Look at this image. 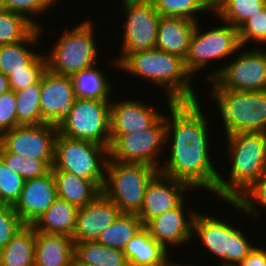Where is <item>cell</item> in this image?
Listing matches in <instances>:
<instances>
[{
  "label": "cell",
  "mask_w": 266,
  "mask_h": 266,
  "mask_svg": "<svg viewBox=\"0 0 266 266\" xmlns=\"http://www.w3.org/2000/svg\"><path fill=\"white\" fill-rule=\"evenodd\" d=\"M74 260L83 266H128L122 250L106 247L96 241L74 243Z\"/></svg>",
  "instance_id": "obj_29"
},
{
  "label": "cell",
  "mask_w": 266,
  "mask_h": 266,
  "mask_svg": "<svg viewBox=\"0 0 266 266\" xmlns=\"http://www.w3.org/2000/svg\"><path fill=\"white\" fill-rule=\"evenodd\" d=\"M70 266H83V265H81L77 261L73 260Z\"/></svg>",
  "instance_id": "obj_47"
},
{
  "label": "cell",
  "mask_w": 266,
  "mask_h": 266,
  "mask_svg": "<svg viewBox=\"0 0 266 266\" xmlns=\"http://www.w3.org/2000/svg\"><path fill=\"white\" fill-rule=\"evenodd\" d=\"M163 114L138 99L111 100L110 134H132L151 127Z\"/></svg>",
  "instance_id": "obj_20"
},
{
  "label": "cell",
  "mask_w": 266,
  "mask_h": 266,
  "mask_svg": "<svg viewBox=\"0 0 266 266\" xmlns=\"http://www.w3.org/2000/svg\"><path fill=\"white\" fill-rule=\"evenodd\" d=\"M196 24L197 22L181 17L161 16L155 48L185 60Z\"/></svg>",
  "instance_id": "obj_21"
},
{
  "label": "cell",
  "mask_w": 266,
  "mask_h": 266,
  "mask_svg": "<svg viewBox=\"0 0 266 266\" xmlns=\"http://www.w3.org/2000/svg\"><path fill=\"white\" fill-rule=\"evenodd\" d=\"M20 126L16 112V97L13 90L0 95V136Z\"/></svg>",
  "instance_id": "obj_42"
},
{
  "label": "cell",
  "mask_w": 266,
  "mask_h": 266,
  "mask_svg": "<svg viewBox=\"0 0 266 266\" xmlns=\"http://www.w3.org/2000/svg\"><path fill=\"white\" fill-rule=\"evenodd\" d=\"M240 266H266V249L255 246L248 256L239 264Z\"/></svg>",
  "instance_id": "obj_43"
},
{
  "label": "cell",
  "mask_w": 266,
  "mask_h": 266,
  "mask_svg": "<svg viewBox=\"0 0 266 266\" xmlns=\"http://www.w3.org/2000/svg\"><path fill=\"white\" fill-rule=\"evenodd\" d=\"M46 69L47 60L45 54H40L26 67V71L12 72L8 77L10 90L16 92L37 83Z\"/></svg>",
  "instance_id": "obj_40"
},
{
  "label": "cell",
  "mask_w": 266,
  "mask_h": 266,
  "mask_svg": "<svg viewBox=\"0 0 266 266\" xmlns=\"http://www.w3.org/2000/svg\"><path fill=\"white\" fill-rule=\"evenodd\" d=\"M123 252L132 266H171L172 263L170 252L145 227L126 244Z\"/></svg>",
  "instance_id": "obj_23"
},
{
  "label": "cell",
  "mask_w": 266,
  "mask_h": 266,
  "mask_svg": "<svg viewBox=\"0 0 266 266\" xmlns=\"http://www.w3.org/2000/svg\"><path fill=\"white\" fill-rule=\"evenodd\" d=\"M10 90L8 77L0 72V95Z\"/></svg>",
  "instance_id": "obj_44"
},
{
  "label": "cell",
  "mask_w": 266,
  "mask_h": 266,
  "mask_svg": "<svg viewBox=\"0 0 266 266\" xmlns=\"http://www.w3.org/2000/svg\"><path fill=\"white\" fill-rule=\"evenodd\" d=\"M25 179L11 170L0 157V203L14 206L18 201Z\"/></svg>",
  "instance_id": "obj_37"
},
{
  "label": "cell",
  "mask_w": 266,
  "mask_h": 266,
  "mask_svg": "<svg viewBox=\"0 0 266 266\" xmlns=\"http://www.w3.org/2000/svg\"><path fill=\"white\" fill-rule=\"evenodd\" d=\"M36 27L21 14L10 10L0 12V45L23 41Z\"/></svg>",
  "instance_id": "obj_35"
},
{
  "label": "cell",
  "mask_w": 266,
  "mask_h": 266,
  "mask_svg": "<svg viewBox=\"0 0 266 266\" xmlns=\"http://www.w3.org/2000/svg\"><path fill=\"white\" fill-rule=\"evenodd\" d=\"M226 203L236 211L239 210L244 215L248 214L247 217L260 216V209L266 207V172L235 201H226Z\"/></svg>",
  "instance_id": "obj_36"
},
{
  "label": "cell",
  "mask_w": 266,
  "mask_h": 266,
  "mask_svg": "<svg viewBox=\"0 0 266 266\" xmlns=\"http://www.w3.org/2000/svg\"><path fill=\"white\" fill-rule=\"evenodd\" d=\"M7 10L21 14L29 22H31L36 28L45 29L38 22L39 15L51 10V6L56 5L57 0H4ZM39 14V15H38Z\"/></svg>",
  "instance_id": "obj_39"
},
{
  "label": "cell",
  "mask_w": 266,
  "mask_h": 266,
  "mask_svg": "<svg viewBox=\"0 0 266 266\" xmlns=\"http://www.w3.org/2000/svg\"><path fill=\"white\" fill-rule=\"evenodd\" d=\"M0 157L11 170L22 176L25 180L48 174L53 165V159L25 158L24 156L8 152L1 144Z\"/></svg>",
  "instance_id": "obj_34"
},
{
  "label": "cell",
  "mask_w": 266,
  "mask_h": 266,
  "mask_svg": "<svg viewBox=\"0 0 266 266\" xmlns=\"http://www.w3.org/2000/svg\"><path fill=\"white\" fill-rule=\"evenodd\" d=\"M199 101L197 98L167 106L165 143L170 145V153L159 172L185 182L193 190L205 189L214 194L220 172L210 155V122Z\"/></svg>",
  "instance_id": "obj_1"
},
{
  "label": "cell",
  "mask_w": 266,
  "mask_h": 266,
  "mask_svg": "<svg viewBox=\"0 0 266 266\" xmlns=\"http://www.w3.org/2000/svg\"><path fill=\"white\" fill-rule=\"evenodd\" d=\"M131 76L146 79L155 86L164 88L166 103L195 101L198 92L193 87V78L186 70L184 60L156 48L129 53L117 70ZM192 83V84H191ZM197 93V94H196Z\"/></svg>",
  "instance_id": "obj_2"
},
{
  "label": "cell",
  "mask_w": 266,
  "mask_h": 266,
  "mask_svg": "<svg viewBox=\"0 0 266 266\" xmlns=\"http://www.w3.org/2000/svg\"><path fill=\"white\" fill-rule=\"evenodd\" d=\"M163 17H181L198 22V15L213 11L207 0H151Z\"/></svg>",
  "instance_id": "obj_33"
},
{
  "label": "cell",
  "mask_w": 266,
  "mask_h": 266,
  "mask_svg": "<svg viewBox=\"0 0 266 266\" xmlns=\"http://www.w3.org/2000/svg\"><path fill=\"white\" fill-rule=\"evenodd\" d=\"M57 199L52 170L41 177L27 179L13 206L24 225H33Z\"/></svg>",
  "instance_id": "obj_18"
},
{
  "label": "cell",
  "mask_w": 266,
  "mask_h": 266,
  "mask_svg": "<svg viewBox=\"0 0 266 266\" xmlns=\"http://www.w3.org/2000/svg\"><path fill=\"white\" fill-rule=\"evenodd\" d=\"M107 160L106 146L86 140L70 139L57 133L51 170L69 172L93 181L102 190Z\"/></svg>",
  "instance_id": "obj_8"
},
{
  "label": "cell",
  "mask_w": 266,
  "mask_h": 266,
  "mask_svg": "<svg viewBox=\"0 0 266 266\" xmlns=\"http://www.w3.org/2000/svg\"><path fill=\"white\" fill-rule=\"evenodd\" d=\"M120 214L119 207L101 191L93 201L78 208L74 243L96 241Z\"/></svg>",
  "instance_id": "obj_19"
},
{
  "label": "cell",
  "mask_w": 266,
  "mask_h": 266,
  "mask_svg": "<svg viewBox=\"0 0 266 266\" xmlns=\"http://www.w3.org/2000/svg\"><path fill=\"white\" fill-rule=\"evenodd\" d=\"M41 79L22 90L15 92L16 112L20 125H39L42 120L40 107Z\"/></svg>",
  "instance_id": "obj_32"
},
{
  "label": "cell",
  "mask_w": 266,
  "mask_h": 266,
  "mask_svg": "<svg viewBox=\"0 0 266 266\" xmlns=\"http://www.w3.org/2000/svg\"><path fill=\"white\" fill-rule=\"evenodd\" d=\"M97 64L85 68L71 76L76 98L90 100H112V81ZM111 82V83H110Z\"/></svg>",
  "instance_id": "obj_27"
},
{
  "label": "cell",
  "mask_w": 266,
  "mask_h": 266,
  "mask_svg": "<svg viewBox=\"0 0 266 266\" xmlns=\"http://www.w3.org/2000/svg\"><path fill=\"white\" fill-rule=\"evenodd\" d=\"M122 12L126 21L120 56L111 61L114 67L132 52L150 50L156 46V37L160 21V13L155 9L151 0H122Z\"/></svg>",
  "instance_id": "obj_13"
},
{
  "label": "cell",
  "mask_w": 266,
  "mask_h": 266,
  "mask_svg": "<svg viewBox=\"0 0 266 266\" xmlns=\"http://www.w3.org/2000/svg\"><path fill=\"white\" fill-rule=\"evenodd\" d=\"M52 173L57 198L67 201L77 208L84 207L93 201L102 191L93 181L85 180L75 174L59 170H52Z\"/></svg>",
  "instance_id": "obj_25"
},
{
  "label": "cell",
  "mask_w": 266,
  "mask_h": 266,
  "mask_svg": "<svg viewBox=\"0 0 266 266\" xmlns=\"http://www.w3.org/2000/svg\"><path fill=\"white\" fill-rule=\"evenodd\" d=\"M225 139L230 179L219 174L214 193L224 202L235 201L266 172V132L234 133Z\"/></svg>",
  "instance_id": "obj_3"
},
{
  "label": "cell",
  "mask_w": 266,
  "mask_h": 266,
  "mask_svg": "<svg viewBox=\"0 0 266 266\" xmlns=\"http://www.w3.org/2000/svg\"><path fill=\"white\" fill-rule=\"evenodd\" d=\"M24 226L13 206L0 203V250H2L13 236Z\"/></svg>",
  "instance_id": "obj_41"
},
{
  "label": "cell",
  "mask_w": 266,
  "mask_h": 266,
  "mask_svg": "<svg viewBox=\"0 0 266 266\" xmlns=\"http://www.w3.org/2000/svg\"><path fill=\"white\" fill-rule=\"evenodd\" d=\"M93 21L86 19L58 37L52 51L45 53L47 68L56 74L72 76L97 64L98 46Z\"/></svg>",
  "instance_id": "obj_5"
},
{
  "label": "cell",
  "mask_w": 266,
  "mask_h": 266,
  "mask_svg": "<svg viewBox=\"0 0 266 266\" xmlns=\"http://www.w3.org/2000/svg\"><path fill=\"white\" fill-rule=\"evenodd\" d=\"M75 100L71 77L56 74L47 68L41 77L42 120L58 127L71 113Z\"/></svg>",
  "instance_id": "obj_15"
},
{
  "label": "cell",
  "mask_w": 266,
  "mask_h": 266,
  "mask_svg": "<svg viewBox=\"0 0 266 266\" xmlns=\"http://www.w3.org/2000/svg\"><path fill=\"white\" fill-rule=\"evenodd\" d=\"M35 229L24 225L0 250V266H34Z\"/></svg>",
  "instance_id": "obj_28"
},
{
  "label": "cell",
  "mask_w": 266,
  "mask_h": 266,
  "mask_svg": "<svg viewBox=\"0 0 266 266\" xmlns=\"http://www.w3.org/2000/svg\"><path fill=\"white\" fill-rule=\"evenodd\" d=\"M238 34L240 45L244 48L249 42L257 43V47L261 44L266 46V7L248 18L238 28Z\"/></svg>",
  "instance_id": "obj_38"
},
{
  "label": "cell",
  "mask_w": 266,
  "mask_h": 266,
  "mask_svg": "<svg viewBox=\"0 0 266 266\" xmlns=\"http://www.w3.org/2000/svg\"><path fill=\"white\" fill-rule=\"evenodd\" d=\"M111 100L76 98L71 113L58 126V133L70 139L86 140L109 148Z\"/></svg>",
  "instance_id": "obj_12"
},
{
  "label": "cell",
  "mask_w": 266,
  "mask_h": 266,
  "mask_svg": "<svg viewBox=\"0 0 266 266\" xmlns=\"http://www.w3.org/2000/svg\"><path fill=\"white\" fill-rule=\"evenodd\" d=\"M58 127L49 123L20 125L0 136V144L11 153L36 159H54Z\"/></svg>",
  "instance_id": "obj_14"
},
{
  "label": "cell",
  "mask_w": 266,
  "mask_h": 266,
  "mask_svg": "<svg viewBox=\"0 0 266 266\" xmlns=\"http://www.w3.org/2000/svg\"><path fill=\"white\" fill-rule=\"evenodd\" d=\"M199 23L196 24L189 51L184 60L186 70L193 78L200 72L199 70L204 71L213 60L218 62V60L232 58V55L236 54L241 47L238 29L231 24L221 21L222 25L202 32Z\"/></svg>",
  "instance_id": "obj_11"
},
{
  "label": "cell",
  "mask_w": 266,
  "mask_h": 266,
  "mask_svg": "<svg viewBox=\"0 0 266 266\" xmlns=\"http://www.w3.org/2000/svg\"><path fill=\"white\" fill-rule=\"evenodd\" d=\"M208 95L216 107L218 106L224 135L266 132V90L235 91L212 88Z\"/></svg>",
  "instance_id": "obj_4"
},
{
  "label": "cell",
  "mask_w": 266,
  "mask_h": 266,
  "mask_svg": "<svg viewBox=\"0 0 266 266\" xmlns=\"http://www.w3.org/2000/svg\"><path fill=\"white\" fill-rule=\"evenodd\" d=\"M235 225L212 214L196 213L192 236L200 238L209 253L218 257L222 266L240 264L255 247Z\"/></svg>",
  "instance_id": "obj_7"
},
{
  "label": "cell",
  "mask_w": 266,
  "mask_h": 266,
  "mask_svg": "<svg viewBox=\"0 0 266 266\" xmlns=\"http://www.w3.org/2000/svg\"><path fill=\"white\" fill-rule=\"evenodd\" d=\"M166 115L151 127L132 134H110L108 159L127 163H144L161 167L160 154L166 146ZM164 147V148H163Z\"/></svg>",
  "instance_id": "obj_10"
},
{
  "label": "cell",
  "mask_w": 266,
  "mask_h": 266,
  "mask_svg": "<svg viewBox=\"0 0 266 266\" xmlns=\"http://www.w3.org/2000/svg\"><path fill=\"white\" fill-rule=\"evenodd\" d=\"M158 172L144 163L108 159L102 192L119 207L121 213L138 214L147 185Z\"/></svg>",
  "instance_id": "obj_6"
},
{
  "label": "cell",
  "mask_w": 266,
  "mask_h": 266,
  "mask_svg": "<svg viewBox=\"0 0 266 266\" xmlns=\"http://www.w3.org/2000/svg\"><path fill=\"white\" fill-rule=\"evenodd\" d=\"M191 264H181V263H177L176 261H175V263L174 262H172L171 263V266H190ZM194 264H192L191 266H193Z\"/></svg>",
  "instance_id": "obj_46"
},
{
  "label": "cell",
  "mask_w": 266,
  "mask_h": 266,
  "mask_svg": "<svg viewBox=\"0 0 266 266\" xmlns=\"http://www.w3.org/2000/svg\"><path fill=\"white\" fill-rule=\"evenodd\" d=\"M212 6L218 1V0H207Z\"/></svg>",
  "instance_id": "obj_48"
},
{
  "label": "cell",
  "mask_w": 266,
  "mask_h": 266,
  "mask_svg": "<svg viewBox=\"0 0 266 266\" xmlns=\"http://www.w3.org/2000/svg\"><path fill=\"white\" fill-rule=\"evenodd\" d=\"M190 190L193 189L185 182L158 172L147 185L143 205L137 215L145 226L153 218L178 207L186 200L185 193Z\"/></svg>",
  "instance_id": "obj_16"
},
{
  "label": "cell",
  "mask_w": 266,
  "mask_h": 266,
  "mask_svg": "<svg viewBox=\"0 0 266 266\" xmlns=\"http://www.w3.org/2000/svg\"><path fill=\"white\" fill-rule=\"evenodd\" d=\"M43 33L42 29L35 28L21 42L0 45V72L9 77L12 72L26 71V67L40 55L31 49V47L37 48L35 45L40 43Z\"/></svg>",
  "instance_id": "obj_24"
},
{
  "label": "cell",
  "mask_w": 266,
  "mask_h": 266,
  "mask_svg": "<svg viewBox=\"0 0 266 266\" xmlns=\"http://www.w3.org/2000/svg\"><path fill=\"white\" fill-rule=\"evenodd\" d=\"M78 208L57 198L32 225L35 231L72 237L76 229Z\"/></svg>",
  "instance_id": "obj_26"
},
{
  "label": "cell",
  "mask_w": 266,
  "mask_h": 266,
  "mask_svg": "<svg viewBox=\"0 0 266 266\" xmlns=\"http://www.w3.org/2000/svg\"><path fill=\"white\" fill-rule=\"evenodd\" d=\"M266 7V0H218L214 14L225 23L239 28L248 18Z\"/></svg>",
  "instance_id": "obj_31"
},
{
  "label": "cell",
  "mask_w": 266,
  "mask_h": 266,
  "mask_svg": "<svg viewBox=\"0 0 266 266\" xmlns=\"http://www.w3.org/2000/svg\"><path fill=\"white\" fill-rule=\"evenodd\" d=\"M143 228L144 225L137 214L121 213L100 233L96 242L123 251L126 244Z\"/></svg>",
  "instance_id": "obj_30"
},
{
  "label": "cell",
  "mask_w": 266,
  "mask_h": 266,
  "mask_svg": "<svg viewBox=\"0 0 266 266\" xmlns=\"http://www.w3.org/2000/svg\"><path fill=\"white\" fill-rule=\"evenodd\" d=\"M73 260L72 237L36 231L34 266H70Z\"/></svg>",
  "instance_id": "obj_22"
},
{
  "label": "cell",
  "mask_w": 266,
  "mask_h": 266,
  "mask_svg": "<svg viewBox=\"0 0 266 266\" xmlns=\"http://www.w3.org/2000/svg\"><path fill=\"white\" fill-rule=\"evenodd\" d=\"M247 50L241 46L239 54L236 53L238 57L233 56L236 58H231L232 61H227L223 67L205 75L210 87L235 91H265L266 48L255 46Z\"/></svg>",
  "instance_id": "obj_9"
},
{
  "label": "cell",
  "mask_w": 266,
  "mask_h": 266,
  "mask_svg": "<svg viewBox=\"0 0 266 266\" xmlns=\"http://www.w3.org/2000/svg\"><path fill=\"white\" fill-rule=\"evenodd\" d=\"M185 202L153 218L144 226L150 236L167 251L171 246L180 247L181 244L192 242L193 220L198 211L189 209Z\"/></svg>",
  "instance_id": "obj_17"
},
{
  "label": "cell",
  "mask_w": 266,
  "mask_h": 266,
  "mask_svg": "<svg viewBox=\"0 0 266 266\" xmlns=\"http://www.w3.org/2000/svg\"><path fill=\"white\" fill-rule=\"evenodd\" d=\"M7 10L4 0H0V12Z\"/></svg>",
  "instance_id": "obj_45"
}]
</instances>
